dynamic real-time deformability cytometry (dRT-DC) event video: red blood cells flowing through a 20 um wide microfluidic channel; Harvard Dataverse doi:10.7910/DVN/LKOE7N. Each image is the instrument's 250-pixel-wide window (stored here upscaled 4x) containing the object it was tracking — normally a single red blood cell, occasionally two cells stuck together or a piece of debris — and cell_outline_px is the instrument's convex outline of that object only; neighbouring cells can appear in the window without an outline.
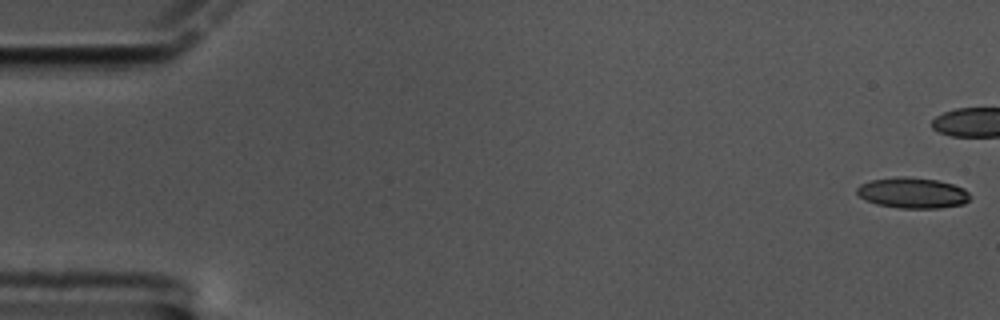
{"species": "common noctule bat (a hibernating species)", "species_latin": "Nyctalus noctula", "temperature_condition": "cold", "stored_images_in_passage": 46, "camera_frame_rate_fps": 3000, "um_per_image_px": 0.085, "animal": {"sex": "male", "body_mass_g": 17.5, "forearm_length_mm": 52.3}, "frame": {"image": 1, "passage_image": 1, "time_ms": 0.0, "image_size_px": [1000, 320], "cell_outline_px": [[972, 196], [964, 204], [940, 208], [900, 208], [876, 204], [864, 200], [856, 192], [856, 188], [860, 184], [872, 180], [896, 176], [908, 176], [936, 180], [952, 184], [964, 188]], "centroid_in_image_um": [77.56, 16.39], "position_along_channel_um": 7.4, "area_um2": 20.4}}
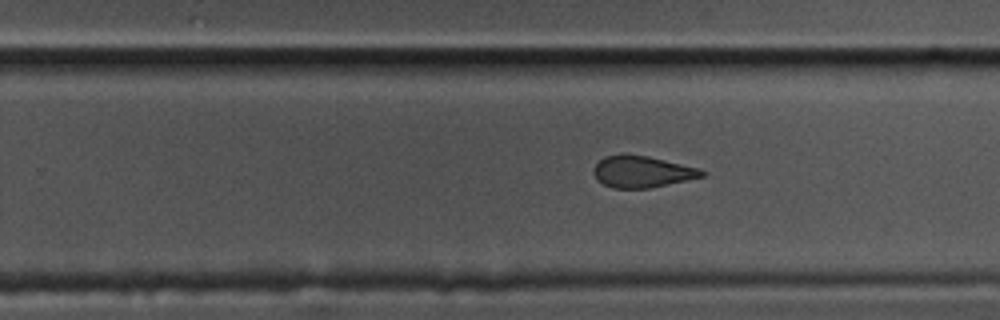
{"frame": {"image": 2, "passage_image": 37, "time_ms": 12.0, "image_size_px": [1000, 320], "cell_outline_px": [[708, 172], [704, 176], [648, 188], [612, 188], [596, 180], [592, 172], [592, 168], [604, 156], [648, 156], [700, 168]], "centroid_in_image_um": [54.57, 14.61], "position_along_channel_um": 275.2, "area_um2": 19.59}}
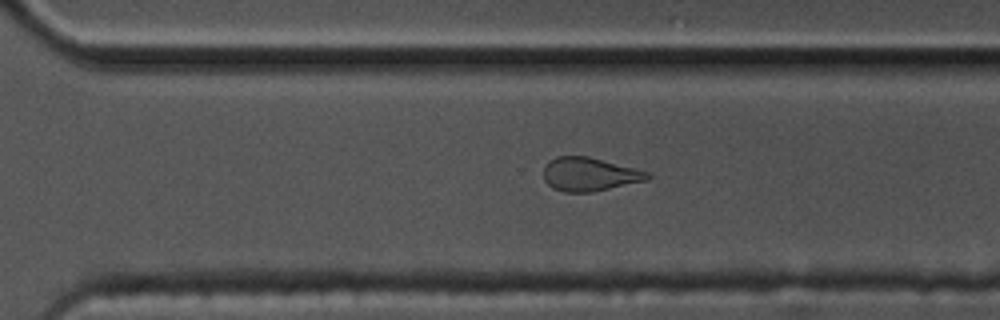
{"frame": {"image": 3, "passage_image": 41, "time_ms": 13.333, "image_size_px": [1000, 320], "cell_outline_px": [[652, 176], [648, 180], [592, 192], [564, 192], [552, 188], [544, 180], [544, 164], [548, 160], [556, 156], [588, 156], [648, 172]], "centroid_in_image_um": [50.07, 14.81], "position_along_channel_um": 320.5, "area_um2": 20.35}}